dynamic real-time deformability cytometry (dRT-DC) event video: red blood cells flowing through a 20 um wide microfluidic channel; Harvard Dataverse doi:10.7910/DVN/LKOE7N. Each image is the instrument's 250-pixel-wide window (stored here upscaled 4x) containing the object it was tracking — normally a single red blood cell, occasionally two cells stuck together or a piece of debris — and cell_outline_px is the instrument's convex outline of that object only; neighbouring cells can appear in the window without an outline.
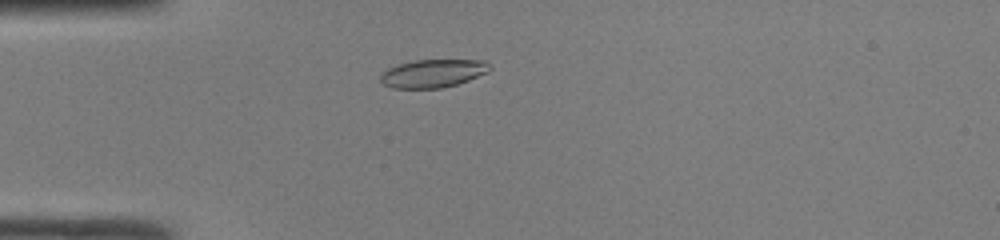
{"species": "common noctule bat (a hibernating species)", "species_latin": "Nyctalus noctula", "temperature_condition": "room temperature", "stored_images_in_passage": 42, "camera_frame_rate_fps": 3000, "um_per_image_px": 0.085, "animal": {"sex": "male", "body_mass_g": 19.0, "forearm_length_mm": 50.8}, "frame": {"image": 1, "passage_image": 7, "time_ms": 2.0, "image_size_px": [1000, 240], "cell_outline_px": [[492, 68], [488, 72], [468, 80], [456, 84], [440, 88], [392, 88], [384, 84], [380, 80], [380, 76], [388, 68], [400, 64], [416, 60], [488, 60], [492, 64]], "centroid_in_image_um": [36.86, 6.23], "position_along_channel_um": 48.1, "area_um2": 17.86}}
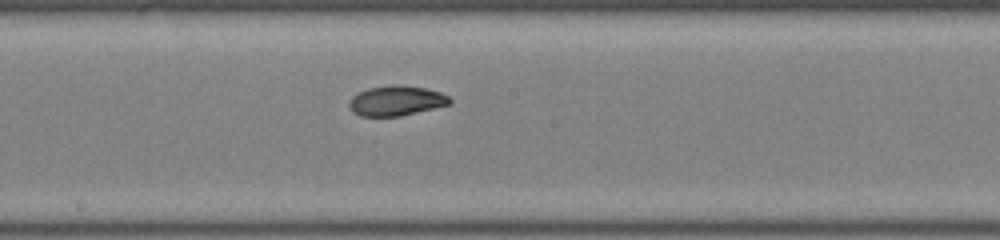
{"frame": {"image": 2, "passage_image": 20, "time_ms": 6.333, "image_size_px": [1000, 240], "cell_outline_px": [[452, 104], [400, 116], [360, 116], [352, 112], [348, 108], [348, 100], [352, 96], [368, 88], [392, 84], [400, 84], [424, 88], [440, 92], [448, 96], [452, 100]], "centroid_in_image_um": [33.66, 8.56], "position_along_channel_um": 214.5, "area_um2": 17.8}}
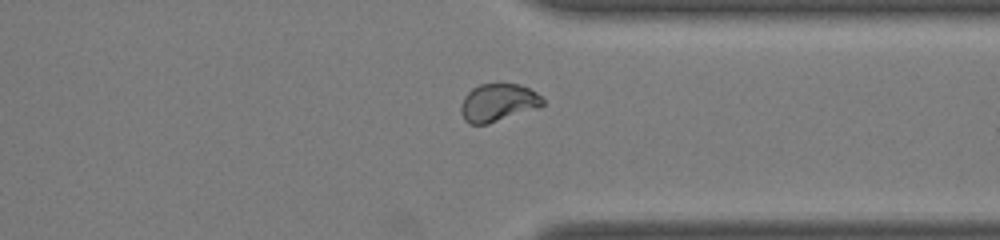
{"frame": {"image": 3, "passage_image": 31, "time_ms": 10.0, "image_size_px": [1000, 240], "cell_outline_px": [[544, 104], [540, 108], [488, 124], [468, 124], [464, 120], [460, 112], [460, 104], [464, 96], [472, 88], [480, 84], [520, 84], [536, 92], [544, 100]], "centroid_in_image_um": [42.33, 8.74], "position_along_channel_um": 369.1, "area_um2": 18.26}, "authors_computed_cell_mechanics": {"area_um2": 18.2648, "velocity_mm_per_s": 4.2092, "shape_relaxation_time_tau1_ms": 9.5665, "shape_relaxation_time_tau2_ms": 1.4325, "deformation_change_tau1": 0.2214, "deformation_change_tau2": 0.0452}}